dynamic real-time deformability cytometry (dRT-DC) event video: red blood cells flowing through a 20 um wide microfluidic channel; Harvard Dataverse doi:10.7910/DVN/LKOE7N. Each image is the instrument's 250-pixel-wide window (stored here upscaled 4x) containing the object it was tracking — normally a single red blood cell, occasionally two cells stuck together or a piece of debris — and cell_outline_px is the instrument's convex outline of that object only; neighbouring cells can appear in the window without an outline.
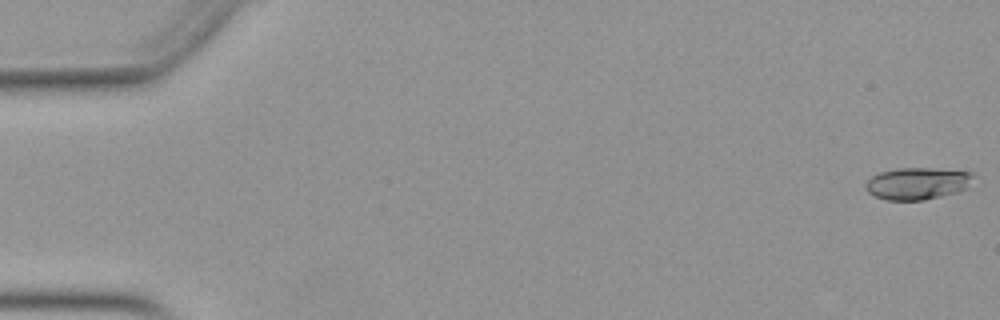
{"species": "Egyptian fruit bat (a non-hibernating species)", "species_latin": "Rousettus aegyptiacus", "temperature_condition": "warm", "stored_images_in_passage": 52, "camera_frame_rate_fps": 3000, "um_per_image_px": 0.085, "animal": {"sex": "female"}, "frame": {"image": 1, "passage_image": 1, "time_ms": 0.0, "image_size_px": [1000, 320], "cell_outline_px": [[976, 176], [968, 188], [956, 192], [924, 200], [884, 200], [868, 192], [864, 188], [864, 184], [872, 176], [880, 172], [896, 168], [932, 168], [972, 172]], "centroid_in_image_um": [77.99, 15.59], "position_along_channel_um": 7.0, "area_um2": 20.29}}
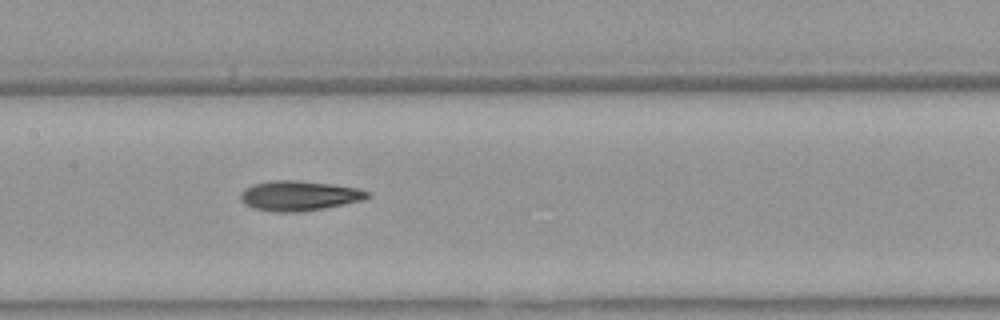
{"frame": {"image": 2, "passage_image": 26, "time_ms": 8.333, "image_size_px": [1000, 320], "cell_outline_px": [[372, 196], [364, 200], [324, 208], [292, 212], [276, 212], [256, 208], [248, 204], [240, 196], [240, 192], [244, 188], [252, 184], [268, 180], [300, 180], [332, 184], [356, 188], [372, 192]], "centroid_in_image_um": [25.47, 16.61], "position_along_channel_um": 181.9, "area_um2": 22.08}}
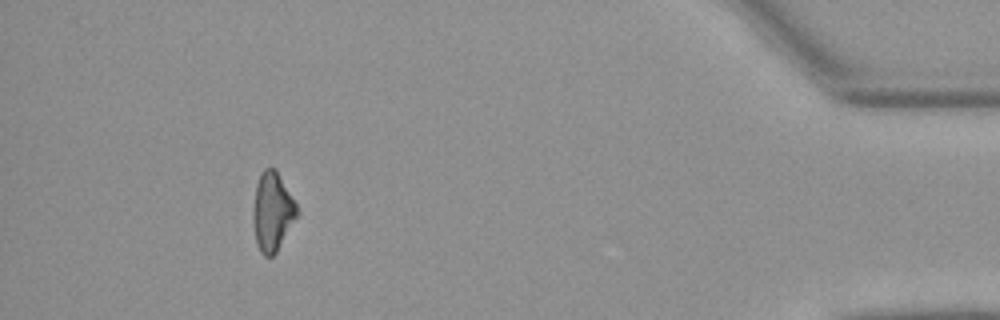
{"frame": {"image": 3, "passage_image": 48, "time_ms": 15.667, "image_size_px": [1000, 320], "cell_outline_px": [[300, 212], [276, 252], [272, 256], [264, 256], [260, 252], [256, 244], [252, 216], [252, 208], [256, 184], [260, 172], [264, 168], [276, 168], [296, 204]], "centroid_in_image_um": [23.13, 17.98], "position_along_channel_um": 412.1, "area_um2": 20.35}, "authors_computed_cell_mechanics": {"area_um2": 20.8369, "velocity_mm_per_s": 3.9591, "shape_relaxation_time_tau1_ms": 8.4143, "shape_relaxation_time_tau2_ms": 3.0151, "deformation_change_tau1": 0.2054, "deformation_change_tau2": 0.1111}}